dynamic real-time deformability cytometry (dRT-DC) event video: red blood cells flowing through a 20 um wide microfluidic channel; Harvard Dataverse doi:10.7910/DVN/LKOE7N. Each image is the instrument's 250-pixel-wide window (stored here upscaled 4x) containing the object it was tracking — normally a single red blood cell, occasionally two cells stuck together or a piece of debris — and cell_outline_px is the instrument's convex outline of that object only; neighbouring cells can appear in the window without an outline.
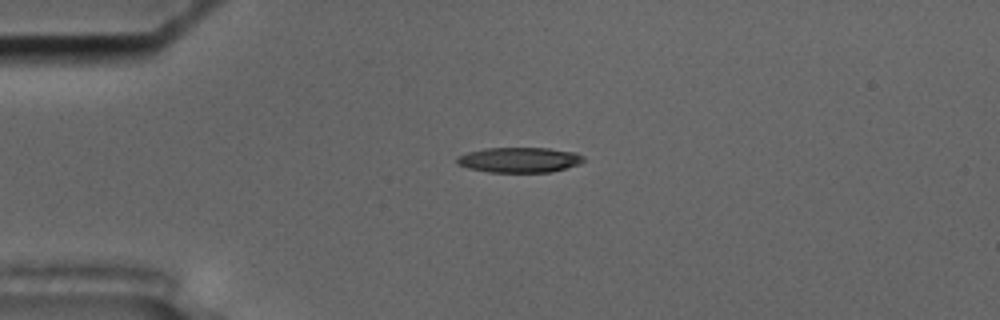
{"species": "common noctule bat (a hibernating species)", "species_latin": "Nyctalus noctula", "temperature_condition": "cold", "stored_images_in_passage": 55, "camera_frame_rate_fps": 3000, "um_per_image_px": 0.085, "animal": {"sex": "male", "body_mass_g": 17.5, "forearm_length_mm": 52.3}, "frame": {"image": 1, "passage_image": 13, "time_ms": 4.0, "image_size_px": [1000, 320], "cell_outline_px": [[584, 160], [580, 164], [552, 172], [488, 172], [468, 168], [456, 164], [456, 160], [460, 156], [468, 152], [484, 148], [548, 148], [576, 152], [584, 156]], "centroid_in_image_um": [44.17, 13.59], "position_along_channel_um": 40.8, "area_um2": 18.67}}
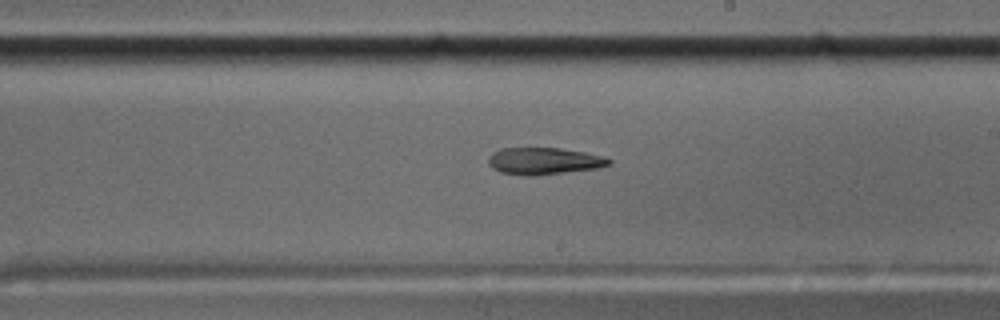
{"frame": {"image": 2, "passage_image": 32, "time_ms": 10.333, "image_size_px": [1000, 320], "cell_outline_px": [[612, 164], [600, 168], [536, 176], [524, 176], [500, 172], [492, 168], [488, 164], [488, 156], [492, 152], [500, 148], [560, 148], [584, 152], [604, 156], [612, 160]], "centroid_in_image_um": [46.24, 13.69], "position_along_channel_um": 242.8, "area_um2": 19.31}}
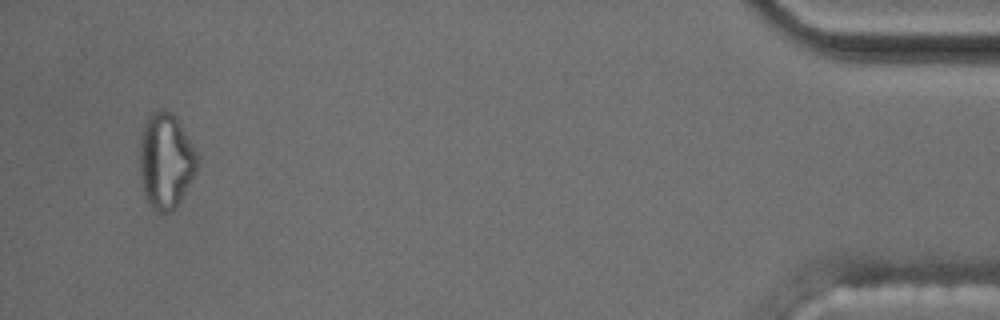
{"frame": {"image": 3, "passage_image": 53, "time_ms": 17.333, "image_size_px": [1000, 320], "cell_outline_px": [[200, 160], [196, 172], [172, 212], [160, 212], [152, 208], [148, 204], [144, 196], [140, 176], [140, 132], [148, 116], [152, 112], [160, 108], [164, 108], [172, 112], [176, 116], [200, 156]], "centroid_in_image_um": [14.09, 13.63], "position_along_channel_um": 421.1, "area_um2": 32.54}, "authors_computed_cell_mechanics": {"area_um2": 19.4208, "velocity_mm_per_s": 3.6287, "shape_relaxation_time_tau1_ms": null, "shape_relaxation_time_tau2_ms": 10.3731, "deformation_change_tau1": null, "deformation_change_tau2": 0.2463}}